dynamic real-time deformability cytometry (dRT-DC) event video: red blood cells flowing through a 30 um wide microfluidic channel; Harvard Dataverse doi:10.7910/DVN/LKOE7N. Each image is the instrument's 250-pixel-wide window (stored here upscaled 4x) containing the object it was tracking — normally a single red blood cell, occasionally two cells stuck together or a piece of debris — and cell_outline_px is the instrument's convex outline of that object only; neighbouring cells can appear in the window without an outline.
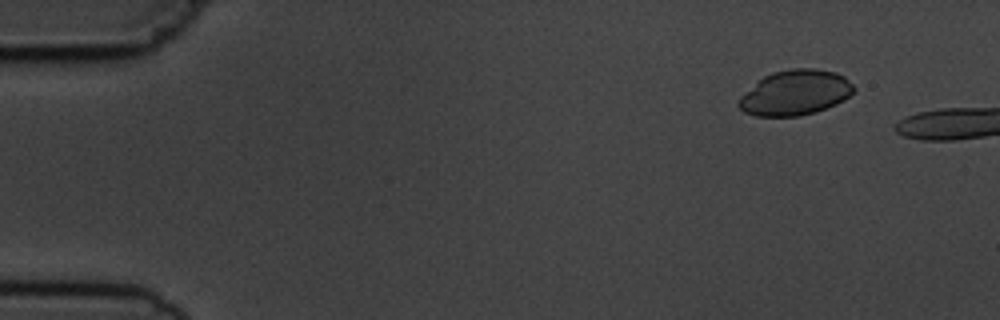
{"species": "common noctule bat (a hibernating species)", "species_latin": "Nyctalus noctula", "temperature_condition": "cold", "stored_images_in_passage": 5, "camera_frame_rate_fps": 3000, "um_per_image_px": 0.085, "animal": {"sex": "male", "body_mass_g": 19.5, "forearm_length_mm": 54.6}, "frame": {"image": 1, "passage_image": 2, "time_ms": 1.333, "image_size_px": [1000, 320], "cell_outline_px": [[856, 88], [844, 100], [836, 104], [816, 112], [796, 116], [756, 116], [744, 112], [736, 104], [740, 96], [764, 76], [772, 72], [792, 68], [816, 68], [836, 72], [844, 76]], "centroid_in_image_um": [67.59, 7.87], "position_along_channel_um": 17.4, "area_um2": 30.29}}